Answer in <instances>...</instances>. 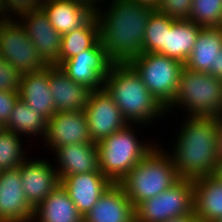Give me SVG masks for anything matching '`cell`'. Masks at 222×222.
<instances>
[{"label":"cell","mask_w":222,"mask_h":222,"mask_svg":"<svg viewBox=\"0 0 222 222\" xmlns=\"http://www.w3.org/2000/svg\"><path fill=\"white\" fill-rule=\"evenodd\" d=\"M111 3L104 15L100 10L95 13L99 41L113 63H128L143 53L144 32L154 9L132 0H113Z\"/></svg>","instance_id":"6da1fadb"},{"label":"cell","mask_w":222,"mask_h":222,"mask_svg":"<svg viewBox=\"0 0 222 222\" xmlns=\"http://www.w3.org/2000/svg\"><path fill=\"white\" fill-rule=\"evenodd\" d=\"M187 118L170 157L180 178L194 180L214 172L219 160L217 132L222 117Z\"/></svg>","instance_id":"7a4b0ae2"},{"label":"cell","mask_w":222,"mask_h":222,"mask_svg":"<svg viewBox=\"0 0 222 222\" xmlns=\"http://www.w3.org/2000/svg\"><path fill=\"white\" fill-rule=\"evenodd\" d=\"M103 88L127 122L149 123L159 117V114H165V108L151 94L129 63H112Z\"/></svg>","instance_id":"3957f363"},{"label":"cell","mask_w":222,"mask_h":222,"mask_svg":"<svg viewBox=\"0 0 222 222\" xmlns=\"http://www.w3.org/2000/svg\"><path fill=\"white\" fill-rule=\"evenodd\" d=\"M180 179L171 157L155 146L119 185L136 208L141 202L166 191Z\"/></svg>","instance_id":"277c9868"},{"label":"cell","mask_w":222,"mask_h":222,"mask_svg":"<svg viewBox=\"0 0 222 222\" xmlns=\"http://www.w3.org/2000/svg\"><path fill=\"white\" fill-rule=\"evenodd\" d=\"M177 104L188 109L189 117H222V79L183 67L176 94L165 108L166 113Z\"/></svg>","instance_id":"5b68a950"},{"label":"cell","mask_w":222,"mask_h":222,"mask_svg":"<svg viewBox=\"0 0 222 222\" xmlns=\"http://www.w3.org/2000/svg\"><path fill=\"white\" fill-rule=\"evenodd\" d=\"M126 125L109 137L96 143L99 170L113 184L119 182L139 163L155 146L142 144Z\"/></svg>","instance_id":"8992f818"},{"label":"cell","mask_w":222,"mask_h":222,"mask_svg":"<svg viewBox=\"0 0 222 222\" xmlns=\"http://www.w3.org/2000/svg\"><path fill=\"white\" fill-rule=\"evenodd\" d=\"M157 101L166 108L173 100L184 64L157 54L143 52L128 62Z\"/></svg>","instance_id":"52a82bcc"},{"label":"cell","mask_w":222,"mask_h":222,"mask_svg":"<svg viewBox=\"0 0 222 222\" xmlns=\"http://www.w3.org/2000/svg\"><path fill=\"white\" fill-rule=\"evenodd\" d=\"M194 213L193 180L181 178L176 184L135 208V222H166Z\"/></svg>","instance_id":"ba28073f"},{"label":"cell","mask_w":222,"mask_h":222,"mask_svg":"<svg viewBox=\"0 0 222 222\" xmlns=\"http://www.w3.org/2000/svg\"><path fill=\"white\" fill-rule=\"evenodd\" d=\"M22 20L18 22L11 18H0L1 58L11 64L20 75L39 72L47 67L27 36Z\"/></svg>","instance_id":"9c48e42d"},{"label":"cell","mask_w":222,"mask_h":222,"mask_svg":"<svg viewBox=\"0 0 222 222\" xmlns=\"http://www.w3.org/2000/svg\"><path fill=\"white\" fill-rule=\"evenodd\" d=\"M84 113L94 143L129 125L104 88L91 91Z\"/></svg>","instance_id":"30bf717a"},{"label":"cell","mask_w":222,"mask_h":222,"mask_svg":"<svg viewBox=\"0 0 222 222\" xmlns=\"http://www.w3.org/2000/svg\"><path fill=\"white\" fill-rule=\"evenodd\" d=\"M112 63L98 41L91 49L65 60L59 68L74 82L97 90L103 88Z\"/></svg>","instance_id":"8fae6325"},{"label":"cell","mask_w":222,"mask_h":222,"mask_svg":"<svg viewBox=\"0 0 222 222\" xmlns=\"http://www.w3.org/2000/svg\"><path fill=\"white\" fill-rule=\"evenodd\" d=\"M19 17L26 21L23 20L22 25L41 60L47 66L59 67L62 35L51 25L44 10L39 8Z\"/></svg>","instance_id":"7c38bea8"},{"label":"cell","mask_w":222,"mask_h":222,"mask_svg":"<svg viewBox=\"0 0 222 222\" xmlns=\"http://www.w3.org/2000/svg\"><path fill=\"white\" fill-rule=\"evenodd\" d=\"M19 167L0 171V222H30L34 208L25 197Z\"/></svg>","instance_id":"4fadbf2b"},{"label":"cell","mask_w":222,"mask_h":222,"mask_svg":"<svg viewBox=\"0 0 222 222\" xmlns=\"http://www.w3.org/2000/svg\"><path fill=\"white\" fill-rule=\"evenodd\" d=\"M45 141L54 151L68 144L92 142L84 110L56 112L48 120Z\"/></svg>","instance_id":"5bb4252c"},{"label":"cell","mask_w":222,"mask_h":222,"mask_svg":"<svg viewBox=\"0 0 222 222\" xmlns=\"http://www.w3.org/2000/svg\"><path fill=\"white\" fill-rule=\"evenodd\" d=\"M53 168L45 160H25L19 166L25 197L33 208L61 184L58 172Z\"/></svg>","instance_id":"9a60e30c"},{"label":"cell","mask_w":222,"mask_h":222,"mask_svg":"<svg viewBox=\"0 0 222 222\" xmlns=\"http://www.w3.org/2000/svg\"><path fill=\"white\" fill-rule=\"evenodd\" d=\"M60 181L83 217L88 214L100 196L113 184L101 172L70 175Z\"/></svg>","instance_id":"2e32d148"},{"label":"cell","mask_w":222,"mask_h":222,"mask_svg":"<svg viewBox=\"0 0 222 222\" xmlns=\"http://www.w3.org/2000/svg\"><path fill=\"white\" fill-rule=\"evenodd\" d=\"M83 222H135V207L119 184H112Z\"/></svg>","instance_id":"e0dca14e"},{"label":"cell","mask_w":222,"mask_h":222,"mask_svg":"<svg viewBox=\"0 0 222 222\" xmlns=\"http://www.w3.org/2000/svg\"><path fill=\"white\" fill-rule=\"evenodd\" d=\"M48 77L56 112L84 110L90 88L71 80L58 66H48Z\"/></svg>","instance_id":"ac0fdd59"},{"label":"cell","mask_w":222,"mask_h":222,"mask_svg":"<svg viewBox=\"0 0 222 222\" xmlns=\"http://www.w3.org/2000/svg\"><path fill=\"white\" fill-rule=\"evenodd\" d=\"M54 152L60 163V168L56 169L60 180L70 175L101 172L97 145L94 142L68 144L57 148Z\"/></svg>","instance_id":"d6986e66"},{"label":"cell","mask_w":222,"mask_h":222,"mask_svg":"<svg viewBox=\"0 0 222 222\" xmlns=\"http://www.w3.org/2000/svg\"><path fill=\"white\" fill-rule=\"evenodd\" d=\"M19 98L47 120L56 113L49 85L48 66L39 72L21 75Z\"/></svg>","instance_id":"ffe728a7"},{"label":"cell","mask_w":222,"mask_h":222,"mask_svg":"<svg viewBox=\"0 0 222 222\" xmlns=\"http://www.w3.org/2000/svg\"><path fill=\"white\" fill-rule=\"evenodd\" d=\"M194 214L201 222L222 217V182L212 175L193 180Z\"/></svg>","instance_id":"44dd1931"},{"label":"cell","mask_w":222,"mask_h":222,"mask_svg":"<svg viewBox=\"0 0 222 222\" xmlns=\"http://www.w3.org/2000/svg\"><path fill=\"white\" fill-rule=\"evenodd\" d=\"M41 8L61 35L80 28L95 14L72 0H44Z\"/></svg>","instance_id":"7402d4cb"},{"label":"cell","mask_w":222,"mask_h":222,"mask_svg":"<svg viewBox=\"0 0 222 222\" xmlns=\"http://www.w3.org/2000/svg\"><path fill=\"white\" fill-rule=\"evenodd\" d=\"M202 28L188 19L175 20L166 30L165 46L157 54L185 64Z\"/></svg>","instance_id":"603a6c76"},{"label":"cell","mask_w":222,"mask_h":222,"mask_svg":"<svg viewBox=\"0 0 222 222\" xmlns=\"http://www.w3.org/2000/svg\"><path fill=\"white\" fill-rule=\"evenodd\" d=\"M36 218H39L38 222L84 221V217L61 184L34 208L32 221Z\"/></svg>","instance_id":"cb8c5ba5"},{"label":"cell","mask_w":222,"mask_h":222,"mask_svg":"<svg viewBox=\"0 0 222 222\" xmlns=\"http://www.w3.org/2000/svg\"><path fill=\"white\" fill-rule=\"evenodd\" d=\"M222 49V27L202 28L184 67L195 72H207L215 66V59Z\"/></svg>","instance_id":"d4e9b609"},{"label":"cell","mask_w":222,"mask_h":222,"mask_svg":"<svg viewBox=\"0 0 222 222\" xmlns=\"http://www.w3.org/2000/svg\"><path fill=\"white\" fill-rule=\"evenodd\" d=\"M99 41V24L94 14L83 26L62 35L60 65L73 56L91 49Z\"/></svg>","instance_id":"484cf974"},{"label":"cell","mask_w":222,"mask_h":222,"mask_svg":"<svg viewBox=\"0 0 222 222\" xmlns=\"http://www.w3.org/2000/svg\"><path fill=\"white\" fill-rule=\"evenodd\" d=\"M47 125L48 120L41 113L30 109V106L19 98L4 128L18 135L41 134L45 138Z\"/></svg>","instance_id":"4316f807"},{"label":"cell","mask_w":222,"mask_h":222,"mask_svg":"<svg viewBox=\"0 0 222 222\" xmlns=\"http://www.w3.org/2000/svg\"><path fill=\"white\" fill-rule=\"evenodd\" d=\"M176 19L154 10L144 32L143 52L158 53L165 46L166 30H169Z\"/></svg>","instance_id":"83f0119b"},{"label":"cell","mask_w":222,"mask_h":222,"mask_svg":"<svg viewBox=\"0 0 222 222\" xmlns=\"http://www.w3.org/2000/svg\"><path fill=\"white\" fill-rule=\"evenodd\" d=\"M188 20L203 28L222 27V0H192Z\"/></svg>","instance_id":"f1b7e54d"},{"label":"cell","mask_w":222,"mask_h":222,"mask_svg":"<svg viewBox=\"0 0 222 222\" xmlns=\"http://www.w3.org/2000/svg\"><path fill=\"white\" fill-rule=\"evenodd\" d=\"M21 137L5 129L0 133V171L19 167L24 161Z\"/></svg>","instance_id":"f546056e"},{"label":"cell","mask_w":222,"mask_h":222,"mask_svg":"<svg viewBox=\"0 0 222 222\" xmlns=\"http://www.w3.org/2000/svg\"><path fill=\"white\" fill-rule=\"evenodd\" d=\"M192 2V0H160L156 10L176 20L188 19Z\"/></svg>","instance_id":"4dcf8cb0"},{"label":"cell","mask_w":222,"mask_h":222,"mask_svg":"<svg viewBox=\"0 0 222 222\" xmlns=\"http://www.w3.org/2000/svg\"><path fill=\"white\" fill-rule=\"evenodd\" d=\"M43 2L44 0H0V17L10 18L8 13L12 11V14L15 13L19 17V15L41 8Z\"/></svg>","instance_id":"1f68e13d"},{"label":"cell","mask_w":222,"mask_h":222,"mask_svg":"<svg viewBox=\"0 0 222 222\" xmlns=\"http://www.w3.org/2000/svg\"><path fill=\"white\" fill-rule=\"evenodd\" d=\"M20 73L5 59H0V91L19 92Z\"/></svg>","instance_id":"d6a6232c"},{"label":"cell","mask_w":222,"mask_h":222,"mask_svg":"<svg viewBox=\"0 0 222 222\" xmlns=\"http://www.w3.org/2000/svg\"><path fill=\"white\" fill-rule=\"evenodd\" d=\"M18 99L19 92L0 91V122L2 125H6Z\"/></svg>","instance_id":"836d02e7"},{"label":"cell","mask_w":222,"mask_h":222,"mask_svg":"<svg viewBox=\"0 0 222 222\" xmlns=\"http://www.w3.org/2000/svg\"><path fill=\"white\" fill-rule=\"evenodd\" d=\"M206 73L211 74L215 78L222 79V49L216 56L215 66H211Z\"/></svg>","instance_id":"e575fe53"},{"label":"cell","mask_w":222,"mask_h":222,"mask_svg":"<svg viewBox=\"0 0 222 222\" xmlns=\"http://www.w3.org/2000/svg\"><path fill=\"white\" fill-rule=\"evenodd\" d=\"M74 2L80 3L86 8L90 9L93 13H96L100 10V8H97V5L95 2H102V0H72Z\"/></svg>","instance_id":"d590c367"},{"label":"cell","mask_w":222,"mask_h":222,"mask_svg":"<svg viewBox=\"0 0 222 222\" xmlns=\"http://www.w3.org/2000/svg\"><path fill=\"white\" fill-rule=\"evenodd\" d=\"M166 222H201V221H199L198 218L193 213L189 216H181L177 218H172V219L167 220Z\"/></svg>","instance_id":"8d00e7d4"},{"label":"cell","mask_w":222,"mask_h":222,"mask_svg":"<svg viewBox=\"0 0 222 222\" xmlns=\"http://www.w3.org/2000/svg\"><path fill=\"white\" fill-rule=\"evenodd\" d=\"M136 4L148 6L154 10L159 6L160 0H132Z\"/></svg>","instance_id":"74e56055"},{"label":"cell","mask_w":222,"mask_h":222,"mask_svg":"<svg viewBox=\"0 0 222 222\" xmlns=\"http://www.w3.org/2000/svg\"><path fill=\"white\" fill-rule=\"evenodd\" d=\"M217 135H218L217 153L219 159H222V118L219 123Z\"/></svg>","instance_id":"f35d334b"},{"label":"cell","mask_w":222,"mask_h":222,"mask_svg":"<svg viewBox=\"0 0 222 222\" xmlns=\"http://www.w3.org/2000/svg\"><path fill=\"white\" fill-rule=\"evenodd\" d=\"M212 176L222 182V159H219L218 162L215 164Z\"/></svg>","instance_id":"ab89813d"},{"label":"cell","mask_w":222,"mask_h":222,"mask_svg":"<svg viewBox=\"0 0 222 222\" xmlns=\"http://www.w3.org/2000/svg\"><path fill=\"white\" fill-rule=\"evenodd\" d=\"M4 129H5V128H4V125H2L1 122H0V133H1Z\"/></svg>","instance_id":"60d3db41"},{"label":"cell","mask_w":222,"mask_h":222,"mask_svg":"<svg viewBox=\"0 0 222 222\" xmlns=\"http://www.w3.org/2000/svg\"><path fill=\"white\" fill-rule=\"evenodd\" d=\"M215 222H222V217L217 219Z\"/></svg>","instance_id":"b9f144b4"}]
</instances>
